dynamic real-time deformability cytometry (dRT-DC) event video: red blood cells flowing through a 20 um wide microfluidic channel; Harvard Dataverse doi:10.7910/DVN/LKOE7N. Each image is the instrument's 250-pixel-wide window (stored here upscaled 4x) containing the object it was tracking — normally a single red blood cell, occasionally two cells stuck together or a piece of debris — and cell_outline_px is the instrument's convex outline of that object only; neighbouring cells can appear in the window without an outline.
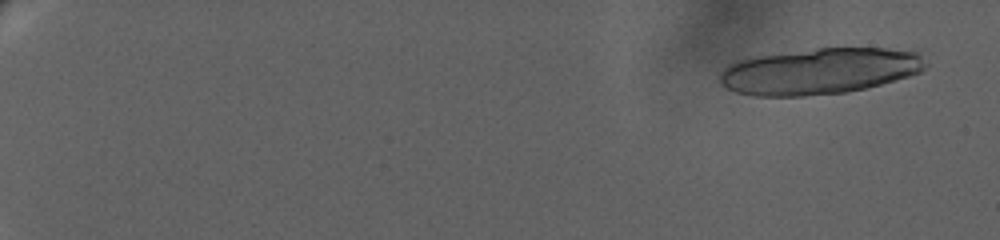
{"species": "human", "species_latin": "Homo sapiens", "temperature_condition": "warm", "stored_images_in_passage": 36, "camera_frame_rate_fps": 3000, "um_per_image_px": 0.085, "donor": {"sex": "female"}, "frame": {"image": 1, "passage_image": 5, "time_ms": 1.0, "image_size_px": [1000, 240], "cell_outline_px": [[928, 68], [920, 72], [908, 76], [868, 88], [848, 92], [804, 96], [756, 96], [736, 92], [728, 88], [720, 80], [720, 72], [728, 64], [736, 60], [752, 56], [816, 48], [920, 48], [928, 64]], "centroid_in_image_um": [69.78, 6.02], "position_along_channel_um": 15.2, "area_um2": 56.41}}
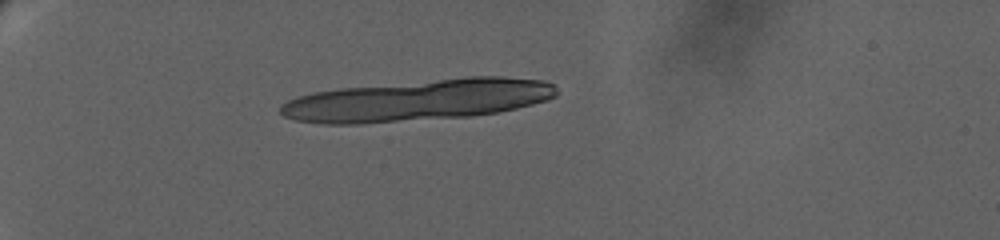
{"frame": {"image": 2, "passage_image": 31, "time_ms": 7.0, "image_size_px": [1000, 240], "cell_outline_px": [[556, 96], [548, 100], [500, 112], [472, 116], [360, 124], [320, 124], [296, 120], [284, 116], [280, 112], [280, 104], [296, 96], [312, 92], [340, 88], [468, 76], [500, 76], [544, 80], [556, 84]], "centroid_in_image_um": [35.52, 8.51], "position_along_channel_um": 49.5, "area_um2": 67.16}}